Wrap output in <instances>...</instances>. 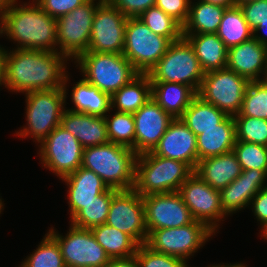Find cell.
I'll return each instance as SVG.
<instances>
[{"label": "cell", "mask_w": 267, "mask_h": 267, "mask_svg": "<svg viewBox=\"0 0 267 267\" xmlns=\"http://www.w3.org/2000/svg\"><path fill=\"white\" fill-rule=\"evenodd\" d=\"M74 63L87 82L110 96L139 74L123 54L87 51Z\"/></svg>", "instance_id": "cell-6"}, {"label": "cell", "mask_w": 267, "mask_h": 267, "mask_svg": "<svg viewBox=\"0 0 267 267\" xmlns=\"http://www.w3.org/2000/svg\"><path fill=\"white\" fill-rule=\"evenodd\" d=\"M37 246L18 267H66L59 244L48 232Z\"/></svg>", "instance_id": "cell-37"}, {"label": "cell", "mask_w": 267, "mask_h": 267, "mask_svg": "<svg viewBox=\"0 0 267 267\" xmlns=\"http://www.w3.org/2000/svg\"><path fill=\"white\" fill-rule=\"evenodd\" d=\"M264 240H267V234L263 237Z\"/></svg>", "instance_id": "cell-55"}, {"label": "cell", "mask_w": 267, "mask_h": 267, "mask_svg": "<svg viewBox=\"0 0 267 267\" xmlns=\"http://www.w3.org/2000/svg\"><path fill=\"white\" fill-rule=\"evenodd\" d=\"M196 221L205 223L216 233L227 215L222 210L221 193L196 173H192L178 191Z\"/></svg>", "instance_id": "cell-15"}, {"label": "cell", "mask_w": 267, "mask_h": 267, "mask_svg": "<svg viewBox=\"0 0 267 267\" xmlns=\"http://www.w3.org/2000/svg\"><path fill=\"white\" fill-rule=\"evenodd\" d=\"M17 2L7 0L2 9L0 36L6 35L16 43V49L58 52L57 19L45 13L35 0L20 5Z\"/></svg>", "instance_id": "cell-2"}, {"label": "cell", "mask_w": 267, "mask_h": 267, "mask_svg": "<svg viewBox=\"0 0 267 267\" xmlns=\"http://www.w3.org/2000/svg\"><path fill=\"white\" fill-rule=\"evenodd\" d=\"M204 72L191 44L185 37L171 42L166 53L149 71L151 82H174L198 92Z\"/></svg>", "instance_id": "cell-7"}, {"label": "cell", "mask_w": 267, "mask_h": 267, "mask_svg": "<svg viewBox=\"0 0 267 267\" xmlns=\"http://www.w3.org/2000/svg\"><path fill=\"white\" fill-rule=\"evenodd\" d=\"M105 267H139L135 256L111 259Z\"/></svg>", "instance_id": "cell-47"}, {"label": "cell", "mask_w": 267, "mask_h": 267, "mask_svg": "<svg viewBox=\"0 0 267 267\" xmlns=\"http://www.w3.org/2000/svg\"><path fill=\"white\" fill-rule=\"evenodd\" d=\"M113 197V188L98 195L95 200L83 205L82 209L70 220L73 226L92 229L105 224Z\"/></svg>", "instance_id": "cell-34"}, {"label": "cell", "mask_w": 267, "mask_h": 267, "mask_svg": "<svg viewBox=\"0 0 267 267\" xmlns=\"http://www.w3.org/2000/svg\"><path fill=\"white\" fill-rule=\"evenodd\" d=\"M152 32L168 38L171 42L183 37V26L157 6H152L139 17Z\"/></svg>", "instance_id": "cell-36"}, {"label": "cell", "mask_w": 267, "mask_h": 267, "mask_svg": "<svg viewBox=\"0 0 267 267\" xmlns=\"http://www.w3.org/2000/svg\"><path fill=\"white\" fill-rule=\"evenodd\" d=\"M170 44L168 38L152 32L140 19H127L123 55L139 74H148Z\"/></svg>", "instance_id": "cell-8"}, {"label": "cell", "mask_w": 267, "mask_h": 267, "mask_svg": "<svg viewBox=\"0 0 267 267\" xmlns=\"http://www.w3.org/2000/svg\"><path fill=\"white\" fill-rule=\"evenodd\" d=\"M134 256L139 267H189L183 259L156 252L146 244L139 245Z\"/></svg>", "instance_id": "cell-41"}, {"label": "cell", "mask_w": 267, "mask_h": 267, "mask_svg": "<svg viewBox=\"0 0 267 267\" xmlns=\"http://www.w3.org/2000/svg\"><path fill=\"white\" fill-rule=\"evenodd\" d=\"M260 31L261 32L265 31L266 33L265 32L263 33L267 34V22L260 23V25L256 29L253 30V38L256 39L259 43L267 46V36L265 34L261 35Z\"/></svg>", "instance_id": "cell-48"}, {"label": "cell", "mask_w": 267, "mask_h": 267, "mask_svg": "<svg viewBox=\"0 0 267 267\" xmlns=\"http://www.w3.org/2000/svg\"><path fill=\"white\" fill-rule=\"evenodd\" d=\"M7 0H0V15H1V11L4 8V6L6 5Z\"/></svg>", "instance_id": "cell-53"}, {"label": "cell", "mask_w": 267, "mask_h": 267, "mask_svg": "<svg viewBox=\"0 0 267 267\" xmlns=\"http://www.w3.org/2000/svg\"><path fill=\"white\" fill-rule=\"evenodd\" d=\"M228 115L213 104L203 101L198 95L191 101L181 117L187 127L196 135L216 128Z\"/></svg>", "instance_id": "cell-32"}, {"label": "cell", "mask_w": 267, "mask_h": 267, "mask_svg": "<svg viewBox=\"0 0 267 267\" xmlns=\"http://www.w3.org/2000/svg\"><path fill=\"white\" fill-rule=\"evenodd\" d=\"M91 232L110 259L134 256L139 246L130 235L106 223L93 227Z\"/></svg>", "instance_id": "cell-31"}, {"label": "cell", "mask_w": 267, "mask_h": 267, "mask_svg": "<svg viewBox=\"0 0 267 267\" xmlns=\"http://www.w3.org/2000/svg\"><path fill=\"white\" fill-rule=\"evenodd\" d=\"M193 47L204 73L226 68L228 48L216 33L183 34Z\"/></svg>", "instance_id": "cell-27"}, {"label": "cell", "mask_w": 267, "mask_h": 267, "mask_svg": "<svg viewBox=\"0 0 267 267\" xmlns=\"http://www.w3.org/2000/svg\"><path fill=\"white\" fill-rule=\"evenodd\" d=\"M251 1H256V0H235L236 6H239L241 4H244V3H247V2H251Z\"/></svg>", "instance_id": "cell-52"}, {"label": "cell", "mask_w": 267, "mask_h": 267, "mask_svg": "<svg viewBox=\"0 0 267 267\" xmlns=\"http://www.w3.org/2000/svg\"><path fill=\"white\" fill-rule=\"evenodd\" d=\"M201 1L214 5H219L224 8H229L236 5L235 0H201Z\"/></svg>", "instance_id": "cell-50"}, {"label": "cell", "mask_w": 267, "mask_h": 267, "mask_svg": "<svg viewBox=\"0 0 267 267\" xmlns=\"http://www.w3.org/2000/svg\"><path fill=\"white\" fill-rule=\"evenodd\" d=\"M42 167L59 179L81 167L84 147L63 126H57L39 145Z\"/></svg>", "instance_id": "cell-12"}, {"label": "cell", "mask_w": 267, "mask_h": 267, "mask_svg": "<svg viewBox=\"0 0 267 267\" xmlns=\"http://www.w3.org/2000/svg\"><path fill=\"white\" fill-rule=\"evenodd\" d=\"M194 171L184 162L155 155H137L133 189L142 197L179 191Z\"/></svg>", "instance_id": "cell-4"}, {"label": "cell", "mask_w": 267, "mask_h": 267, "mask_svg": "<svg viewBox=\"0 0 267 267\" xmlns=\"http://www.w3.org/2000/svg\"><path fill=\"white\" fill-rule=\"evenodd\" d=\"M151 98V80L148 74H138L128 84L110 96L111 110L137 112Z\"/></svg>", "instance_id": "cell-29"}, {"label": "cell", "mask_w": 267, "mask_h": 267, "mask_svg": "<svg viewBox=\"0 0 267 267\" xmlns=\"http://www.w3.org/2000/svg\"><path fill=\"white\" fill-rule=\"evenodd\" d=\"M136 158L132 149L108 142L84 148L81 167L93 171L109 188L128 190L134 187Z\"/></svg>", "instance_id": "cell-3"}, {"label": "cell", "mask_w": 267, "mask_h": 267, "mask_svg": "<svg viewBox=\"0 0 267 267\" xmlns=\"http://www.w3.org/2000/svg\"><path fill=\"white\" fill-rule=\"evenodd\" d=\"M164 158L186 163L193 171L198 163L197 138L181 118L173 119L152 151Z\"/></svg>", "instance_id": "cell-19"}, {"label": "cell", "mask_w": 267, "mask_h": 267, "mask_svg": "<svg viewBox=\"0 0 267 267\" xmlns=\"http://www.w3.org/2000/svg\"><path fill=\"white\" fill-rule=\"evenodd\" d=\"M48 233L57 241L66 267H105L111 260L91 229L70 224L65 236L52 226Z\"/></svg>", "instance_id": "cell-13"}, {"label": "cell", "mask_w": 267, "mask_h": 267, "mask_svg": "<svg viewBox=\"0 0 267 267\" xmlns=\"http://www.w3.org/2000/svg\"><path fill=\"white\" fill-rule=\"evenodd\" d=\"M5 48L0 46V86L5 87Z\"/></svg>", "instance_id": "cell-49"}, {"label": "cell", "mask_w": 267, "mask_h": 267, "mask_svg": "<svg viewBox=\"0 0 267 267\" xmlns=\"http://www.w3.org/2000/svg\"><path fill=\"white\" fill-rule=\"evenodd\" d=\"M71 90L74 108L72 106L68 110L99 117H105L108 112L110 114L112 111L110 95L91 85L84 78L74 83Z\"/></svg>", "instance_id": "cell-28"}, {"label": "cell", "mask_w": 267, "mask_h": 267, "mask_svg": "<svg viewBox=\"0 0 267 267\" xmlns=\"http://www.w3.org/2000/svg\"><path fill=\"white\" fill-rule=\"evenodd\" d=\"M68 186L67 198L70 220L82 209L109 187L93 171L79 167L75 172L61 179Z\"/></svg>", "instance_id": "cell-22"}, {"label": "cell", "mask_w": 267, "mask_h": 267, "mask_svg": "<svg viewBox=\"0 0 267 267\" xmlns=\"http://www.w3.org/2000/svg\"><path fill=\"white\" fill-rule=\"evenodd\" d=\"M109 142L132 149L135 152V127L133 113L116 111L105 115Z\"/></svg>", "instance_id": "cell-35"}, {"label": "cell", "mask_w": 267, "mask_h": 267, "mask_svg": "<svg viewBox=\"0 0 267 267\" xmlns=\"http://www.w3.org/2000/svg\"><path fill=\"white\" fill-rule=\"evenodd\" d=\"M216 34L227 48L239 45L253 37V31L246 22L241 8L236 5L225 9Z\"/></svg>", "instance_id": "cell-33"}, {"label": "cell", "mask_w": 267, "mask_h": 267, "mask_svg": "<svg viewBox=\"0 0 267 267\" xmlns=\"http://www.w3.org/2000/svg\"><path fill=\"white\" fill-rule=\"evenodd\" d=\"M60 125L71 133L84 148L109 142L105 117L73 112L66 107Z\"/></svg>", "instance_id": "cell-23"}, {"label": "cell", "mask_w": 267, "mask_h": 267, "mask_svg": "<svg viewBox=\"0 0 267 267\" xmlns=\"http://www.w3.org/2000/svg\"><path fill=\"white\" fill-rule=\"evenodd\" d=\"M267 173L263 170H242V173L220 191L223 212L229 216L249 207L253 197L267 186Z\"/></svg>", "instance_id": "cell-21"}, {"label": "cell", "mask_w": 267, "mask_h": 267, "mask_svg": "<svg viewBox=\"0 0 267 267\" xmlns=\"http://www.w3.org/2000/svg\"><path fill=\"white\" fill-rule=\"evenodd\" d=\"M236 141L267 146V120L248 116H233Z\"/></svg>", "instance_id": "cell-40"}, {"label": "cell", "mask_w": 267, "mask_h": 267, "mask_svg": "<svg viewBox=\"0 0 267 267\" xmlns=\"http://www.w3.org/2000/svg\"><path fill=\"white\" fill-rule=\"evenodd\" d=\"M148 234L157 229L183 227L195 221L178 191L142 197Z\"/></svg>", "instance_id": "cell-17"}, {"label": "cell", "mask_w": 267, "mask_h": 267, "mask_svg": "<svg viewBox=\"0 0 267 267\" xmlns=\"http://www.w3.org/2000/svg\"><path fill=\"white\" fill-rule=\"evenodd\" d=\"M102 1L88 0L57 19L58 53L73 61L88 51L94 15Z\"/></svg>", "instance_id": "cell-10"}, {"label": "cell", "mask_w": 267, "mask_h": 267, "mask_svg": "<svg viewBox=\"0 0 267 267\" xmlns=\"http://www.w3.org/2000/svg\"><path fill=\"white\" fill-rule=\"evenodd\" d=\"M3 208H4V203L2 202V199L0 198V214L4 210Z\"/></svg>", "instance_id": "cell-54"}, {"label": "cell", "mask_w": 267, "mask_h": 267, "mask_svg": "<svg viewBox=\"0 0 267 267\" xmlns=\"http://www.w3.org/2000/svg\"><path fill=\"white\" fill-rule=\"evenodd\" d=\"M205 223L194 221L183 227L162 228L148 234L146 245L156 252L179 257L188 262L198 249L214 236Z\"/></svg>", "instance_id": "cell-9"}, {"label": "cell", "mask_w": 267, "mask_h": 267, "mask_svg": "<svg viewBox=\"0 0 267 267\" xmlns=\"http://www.w3.org/2000/svg\"><path fill=\"white\" fill-rule=\"evenodd\" d=\"M194 173L212 188L221 191L242 173V168L231 151L198 161Z\"/></svg>", "instance_id": "cell-24"}, {"label": "cell", "mask_w": 267, "mask_h": 267, "mask_svg": "<svg viewBox=\"0 0 267 267\" xmlns=\"http://www.w3.org/2000/svg\"><path fill=\"white\" fill-rule=\"evenodd\" d=\"M197 92L189 85L151 82V97L172 118H181Z\"/></svg>", "instance_id": "cell-26"}, {"label": "cell", "mask_w": 267, "mask_h": 267, "mask_svg": "<svg viewBox=\"0 0 267 267\" xmlns=\"http://www.w3.org/2000/svg\"><path fill=\"white\" fill-rule=\"evenodd\" d=\"M133 116L137 155L153 151L174 119L152 97Z\"/></svg>", "instance_id": "cell-18"}, {"label": "cell", "mask_w": 267, "mask_h": 267, "mask_svg": "<svg viewBox=\"0 0 267 267\" xmlns=\"http://www.w3.org/2000/svg\"><path fill=\"white\" fill-rule=\"evenodd\" d=\"M190 2L189 16L183 34L217 33L226 8L196 0Z\"/></svg>", "instance_id": "cell-30"}, {"label": "cell", "mask_w": 267, "mask_h": 267, "mask_svg": "<svg viewBox=\"0 0 267 267\" xmlns=\"http://www.w3.org/2000/svg\"><path fill=\"white\" fill-rule=\"evenodd\" d=\"M249 80L227 68L204 74L197 95L227 115L239 113Z\"/></svg>", "instance_id": "cell-11"}, {"label": "cell", "mask_w": 267, "mask_h": 267, "mask_svg": "<svg viewBox=\"0 0 267 267\" xmlns=\"http://www.w3.org/2000/svg\"><path fill=\"white\" fill-rule=\"evenodd\" d=\"M196 138L198 161L231 152L236 143L234 117L228 115L216 128L205 130Z\"/></svg>", "instance_id": "cell-25"}, {"label": "cell", "mask_w": 267, "mask_h": 267, "mask_svg": "<svg viewBox=\"0 0 267 267\" xmlns=\"http://www.w3.org/2000/svg\"><path fill=\"white\" fill-rule=\"evenodd\" d=\"M70 74H66L63 88L31 91L25 93L26 123L23 129L16 131L20 138L29 137L40 144L57 126L61 124L69 91L67 85Z\"/></svg>", "instance_id": "cell-5"}, {"label": "cell", "mask_w": 267, "mask_h": 267, "mask_svg": "<svg viewBox=\"0 0 267 267\" xmlns=\"http://www.w3.org/2000/svg\"><path fill=\"white\" fill-rule=\"evenodd\" d=\"M250 207L261 227V237L267 234V186L261 189L251 200Z\"/></svg>", "instance_id": "cell-46"}, {"label": "cell", "mask_w": 267, "mask_h": 267, "mask_svg": "<svg viewBox=\"0 0 267 267\" xmlns=\"http://www.w3.org/2000/svg\"><path fill=\"white\" fill-rule=\"evenodd\" d=\"M41 9L52 16L54 19H58L72 12L76 7L83 5L88 0H35Z\"/></svg>", "instance_id": "cell-43"}, {"label": "cell", "mask_w": 267, "mask_h": 267, "mask_svg": "<svg viewBox=\"0 0 267 267\" xmlns=\"http://www.w3.org/2000/svg\"><path fill=\"white\" fill-rule=\"evenodd\" d=\"M267 120V80L250 81L238 114Z\"/></svg>", "instance_id": "cell-38"}, {"label": "cell", "mask_w": 267, "mask_h": 267, "mask_svg": "<svg viewBox=\"0 0 267 267\" xmlns=\"http://www.w3.org/2000/svg\"><path fill=\"white\" fill-rule=\"evenodd\" d=\"M223 264V265H222ZM222 264H217V265H210V266H208V267H247L248 265H245L244 263H239V262H237V263H235V264H231V263H227L226 265H224V263H222Z\"/></svg>", "instance_id": "cell-51"}, {"label": "cell", "mask_w": 267, "mask_h": 267, "mask_svg": "<svg viewBox=\"0 0 267 267\" xmlns=\"http://www.w3.org/2000/svg\"><path fill=\"white\" fill-rule=\"evenodd\" d=\"M190 2L191 0H156L155 6L183 26L189 16Z\"/></svg>", "instance_id": "cell-44"}, {"label": "cell", "mask_w": 267, "mask_h": 267, "mask_svg": "<svg viewBox=\"0 0 267 267\" xmlns=\"http://www.w3.org/2000/svg\"><path fill=\"white\" fill-rule=\"evenodd\" d=\"M226 68L249 81L266 80L267 46L252 37L248 41L228 48Z\"/></svg>", "instance_id": "cell-20"}, {"label": "cell", "mask_w": 267, "mask_h": 267, "mask_svg": "<svg viewBox=\"0 0 267 267\" xmlns=\"http://www.w3.org/2000/svg\"><path fill=\"white\" fill-rule=\"evenodd\" d=\"M66 56L33 49H5V88L9 92L63 88L68 73Z\"/></svg>", "instance_id": "cell-1"}, {"label": "cell", "mask_w": 267, "mask_h": 267, "mask_svg": "<svg viewBox=\"0 0 267 267\" xmlns=\"http://www.w3.org/2000/svg\"><path fill=\"white\" fill-rule=\"evenodd\" d=\"M127 18H138L144 11L155 5L156 0H108Z\"/></svg>", "instance_id": "cell-45"}, {"label": "cell", "mask_w": 267, "mask_h": 267, "mask_svg": "<svg viewBox=\"0 0 267 267\" xmlns=\"http://www.w3.org/2000/svg\"><path fill=\"white\" fill-rule=\"evenodd\" d=\"M106 224L130 235L139 245L145 244L148 232L142 196L133 188L113 189Z\"/></svg>", "instance_id": "cell-14"}, {"label": "cell", "mask_w": 267, "mask_h": 267, "mask_svg": "<svg viewBox=\"0 0 267 267\" xmlns=\"http://www.w3.org/2000/svg\"><path fill=\"white\" fill-rule=\"evenodd\" d=\"M245 20L253 31L260 23L267 22V0H256L239 5Z\"/></svg>", "instance_id": "cell-42"}, {"label": "cell", "mask_w": 267, "mask_h": 267, "mask_svg": "<svg viewBox=\"0 0 267 267\" xmlns=\"http://www.w3.org/2000/svg\"><path fill=\"white\" fill-rule=\"evenodd\" d=\"M232 151L242 170L256 169L267 173V146L236 141Z\"/></svg>", "instance_id": "cell-39"}, {"label": "cell", "mask_w": 267, "mask_h": 267, "mask_svg": "<svg viewBox=\"0 0 267 267\" xmlns=\"http://www.w3.org/2000/svg\"><path fill=\"white\" fill-rule=\"evenodd\" d=\"M127 17L108 0L97 7L88 51L123 54Z\"/></svg>", "instance_id": "cell-16"}]
</instances>
